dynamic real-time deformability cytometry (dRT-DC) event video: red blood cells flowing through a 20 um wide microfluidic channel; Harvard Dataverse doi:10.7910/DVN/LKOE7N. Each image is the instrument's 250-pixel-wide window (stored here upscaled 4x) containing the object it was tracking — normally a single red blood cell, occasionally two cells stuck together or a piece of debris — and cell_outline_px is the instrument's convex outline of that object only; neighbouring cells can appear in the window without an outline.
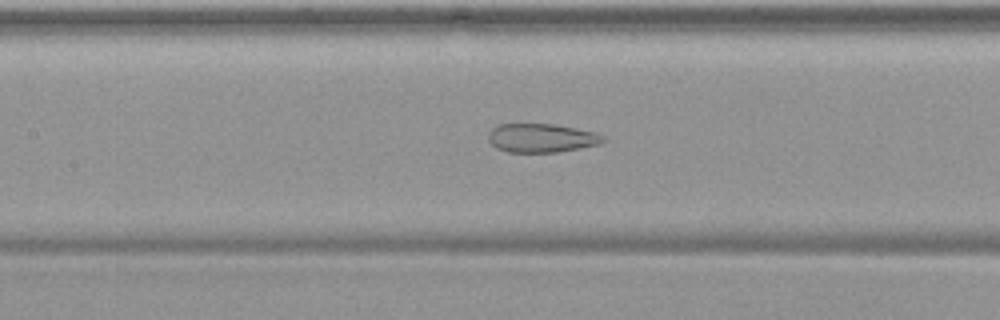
{"species": "common noctule bat (a hibernating species)", "species_latin": "Nyctalus noctula", "temperature_condition": "warm", "stored_images_in_passage": 47, "camera_frame_rate_fps": 3000, "um_per_image_px": 0.085, "animal": {"sex": "female", "body_mass_g": 19.9}, "frame": {"image": 1, "passage_image": 18, "time_ms": 5.667, "image_size_px": [1000, 320], "cell_outline_px": [[608, 140], [600, 144], [580, 148], [556, 152], [508, 152], [496, 148], [488, 140], [488, 132], [496, 124], [556, 124], [596, 132], [604, 136]], "centroid_in_image_um": [46.04, 11.72], "position_along_channel_um": 161.4, "area_um2": 19.48}}
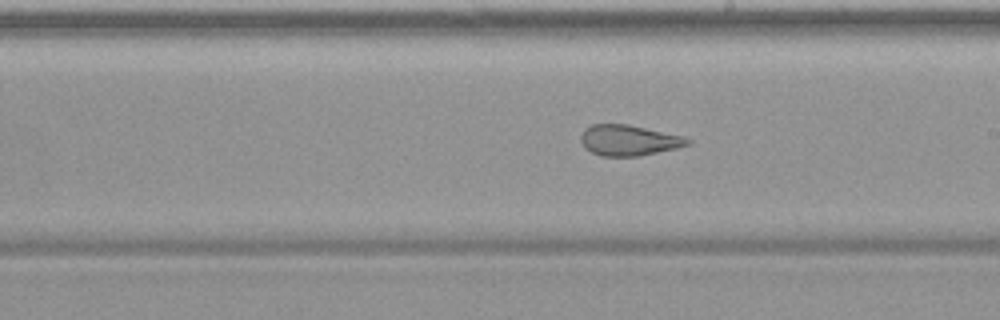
{"frame": {"image": 2, "passage_image": 24, "time_ms": 7.667, "image_size_px": [1000, 320], "cell_outline_px": [[692, 144], [676, 148], [640, 156], [600, 156], [584, 148], [580, 140], [580, 136], [584, 128], [592, 124], [628, 124], [684, 136], [692, 140]], "centroid_in_image_um": [53.44, 11.92], "position_along_channel_um": 235.6, "area_um2": 19.31}}
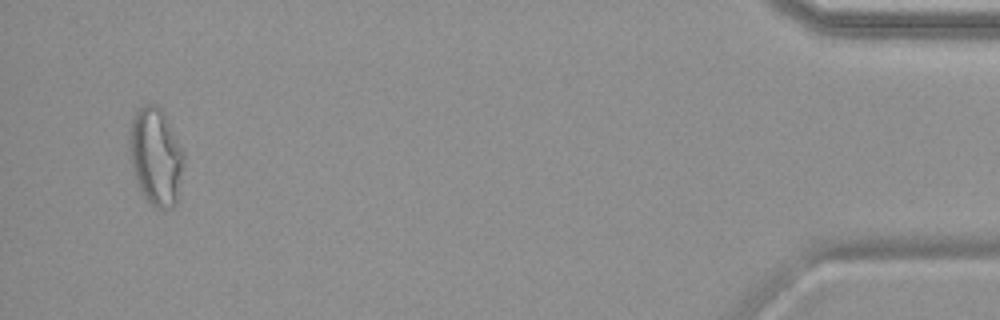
{"frame": {"image": 3, "passage_image": 45, "time_ms": 14.667, "image_size_px": [1000, 320], "cell_outline_px": [[184, 164], [176, 204], [172, 208], [156, 208], [140, 192], [136, 184], [132, 168], [128, 148], [128, 136], [132, 120], [136, 108], [144, 104], [156, 104], [164, 112], [184, 152]], "centroid_in_image_um": [13.22, 13.28], "position_along_channel_um": 422.0, "area_um2": 31.39}, "authors_computed_cell_mechanics": {"area_um2": 24.6806, "velocity_mm_per_s": 3.728, "shape_relaxation_time_tau1_ms": null, "shape_relaxation_time_tau2_ms": 1.7134, "deformation_change_tau1": null, "deformation_change_tau2": 0.1085}}